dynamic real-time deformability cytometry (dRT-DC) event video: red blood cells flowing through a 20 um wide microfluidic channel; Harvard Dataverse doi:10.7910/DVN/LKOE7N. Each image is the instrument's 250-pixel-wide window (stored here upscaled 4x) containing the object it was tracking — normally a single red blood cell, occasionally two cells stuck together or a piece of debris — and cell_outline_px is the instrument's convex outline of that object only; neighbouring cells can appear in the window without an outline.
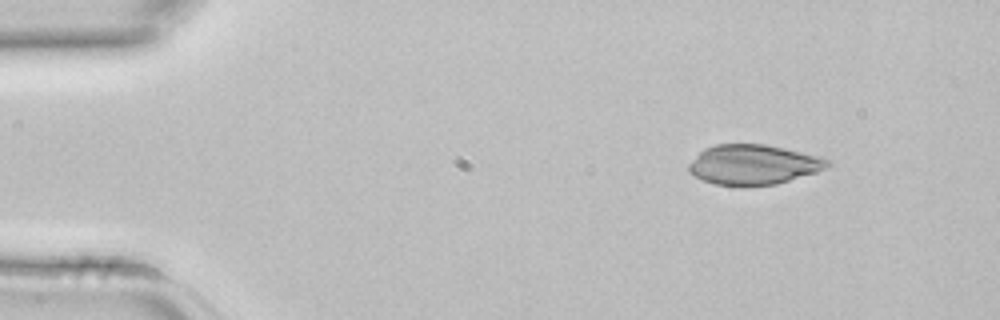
{"species": "common noctule bat (a hibernating species)", "species_latin": "Nyctalus noctula", "temperature_condition": "room temperature", "stored_images_in_passage": 3, "camera_frame_rate_fps": 3000, "um_per_image_px": 0.085, "animal": {"sex": "female", "body_mass_g": 22.7, "forearm_length_mm": 54.2}, "frame": {"image": 1, "passage_image": 1, "time_ms": 0.0, "image_size_px": [1000, 320], "cell_outline_px": [[832, 164], [816, 172], [776, 184], [712, 184], [688, 172], [688, 164], [704, 148], [716, 144], [764, 144], [824, 156]], "centroid_in_image_um": [64.06, 13.96], "position_along_channel_um": 20.9, "area_um2": 31.91}}